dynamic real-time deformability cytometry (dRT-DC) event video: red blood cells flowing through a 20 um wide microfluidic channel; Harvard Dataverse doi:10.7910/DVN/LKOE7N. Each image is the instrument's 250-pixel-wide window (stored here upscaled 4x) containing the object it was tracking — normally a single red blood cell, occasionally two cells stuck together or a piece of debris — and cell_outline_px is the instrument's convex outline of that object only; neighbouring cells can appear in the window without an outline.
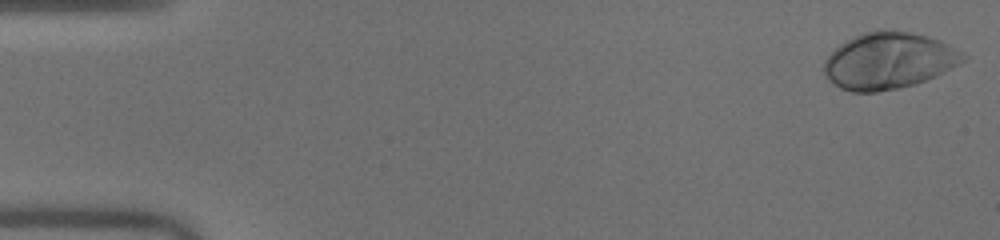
{"species": "human", "species_latin": "Homo sapiens", "temperature_condition": "warm", "stored_images_in_passage": 50, "camera_frame_rate_fps": 3000, "um_per_image_px": 0.085, "donor": {"sex": "male"}, "frame": {"image": 1, "passage_image": 1, "time_ms": 0.0, "image_size_px": [1000, 240], "cell_outline_px": [[968, 60], [936, 76], [916, 84], [900, 88], [876, 92], [852, 92], [840, 88], [832, 84], [824, 76], [820, 68], [824, 60], [840, 44], [864, 32], [876, 28], [908, 32], [928, 36], [940, 40], [964, 52], [968, 56]], "centroid_in_image_um": [75.54, 5.17], "position_along_channel_um": 9.5, "area_um2": 46.53}}
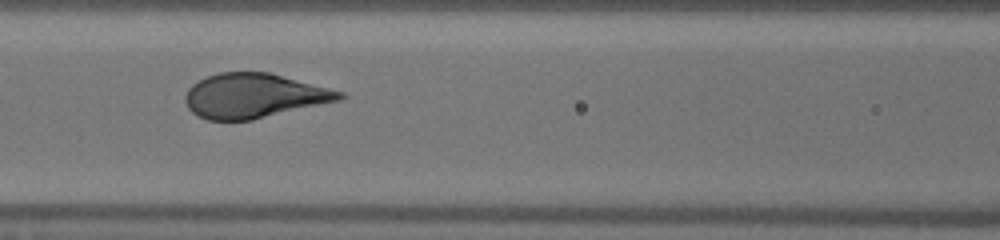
{"frame": {"image": 2, "passage_image": 22, "time_ms": 7.0, "image_size_px": [1000, 240], "cell_outline_px": [[348, 96], [340, 100], [252, 120], [208, 120], [196, 116], [188, 108], [184, 100], [184, 96], [188, 88], [192, 84], [208, 76], [220, 72], [268, 72], [344, 92]], "centroid_in_image_um": [21.56, 8.15], "position_along_channel_um": 145.0, "area_um2": 39.94}}
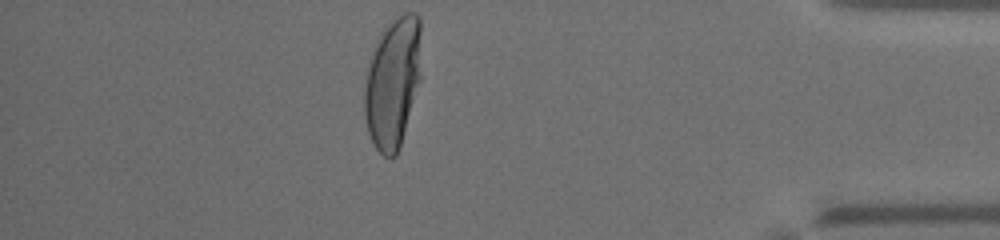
{"frame": {"image": 3, "passage_image": 44, "time_ms": 14.333, "image_size_px": [1000, 240], "cell_outline_px": [[420, 80], [400, 148], [396, 156], [384, 156], [372, 144], [368, 132], [364, 116], [364, 88], [368, 68], [380, 32], [392, 20], [404, 12], [416, 12], [420, 16]], "centroid_in_image_um": [33.39, 7.02], "position_along_channel_um": 401.8, "area_um2": 43.29}, "authors_computed_cell_mechanics": {"area_um2": 41.6738, "velocity_mm_per_s": 4.0523, "shape_relaxation_time_tau1_ms": 3.1755, "shape_relaxation_time_tau2_ms": null, "deformation_change_tau1": 0.2227, "deformation_change_tau2": null}}